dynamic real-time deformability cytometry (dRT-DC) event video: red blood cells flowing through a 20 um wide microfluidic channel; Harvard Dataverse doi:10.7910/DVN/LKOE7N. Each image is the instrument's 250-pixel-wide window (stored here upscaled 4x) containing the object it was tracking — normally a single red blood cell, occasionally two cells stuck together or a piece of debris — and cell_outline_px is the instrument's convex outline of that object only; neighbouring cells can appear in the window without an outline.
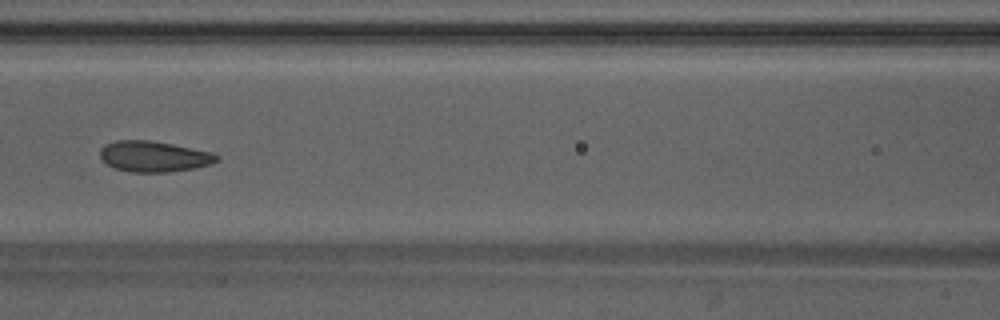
{"species": "Egyptian fruit bat (a non-hibernating species)", "species_latin": "Rousettus aegyptiacus", "temperature_condition": "warm", "stored_images_in_passage": 49, "camera_frame_rate_fps": 3000, "um_per_image_px": 0.085, "animal": {"sex": "male"}, "frame": {"image": 1, "passage_image": 22, "time_ms": 7.0, "image_size_px": [1000, 320], "cell_outline_px": [[220, 160], [212, 164], [192, 168], [168, 172], [132, 172], [116, 168], [100, 160], [100, 148], [104, 144], [116, 140], [148, 140], [172, 144], [212, 152], [220, 156]], "centroid_in_image_um": [13.08, 13.29], "position_along_channel_um": 153.5, "area_um2": 20.98}}
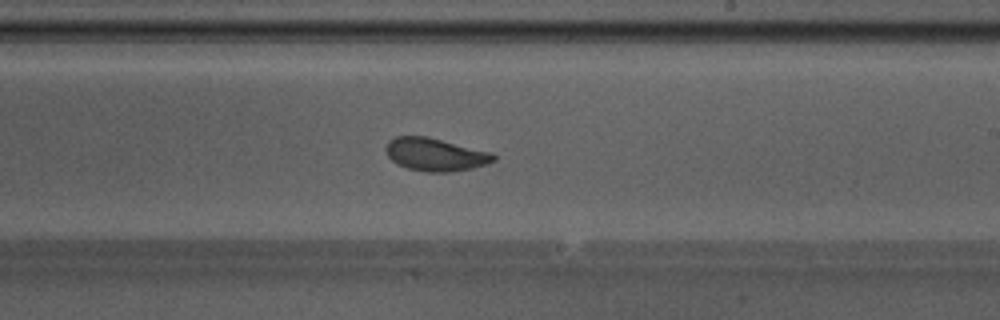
{"frame": {"image": 2, "passage_image": 29, "time_ms": 9.333, "image_size_px": [1000, 320], "cell_outline_px": [[496, 160], [472, 168], [448, 172], [428, 172], [408, 168], [396, 164], [388, 156], [384, 148], [388, 140], [396, 136], [428, 136], [492, 152], [496, 156]], "centroid_in_image_um": [36.98, 13.12], "position_along_channel_um": 252.0, "area_um2": 20.75}}
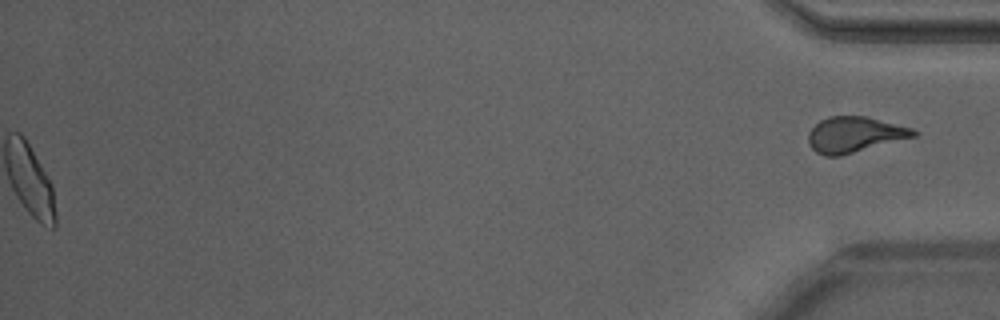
{"frame": {"image": 3, "passage_image": 49, "time_ms": 16.0, "image_size_px": [1000, 320], "cell_outline_px": [[920, 132], [916, 136], [840, 156], [824, 156], [816, 152], [808, 144], [808, 132], [820, 120], [828, 116], [868, 116], [912, 128]], "centroid_in_image_um": [72.64, 11.43], "position_along_channel_um": 362.6, "area_um2": 21.96}}